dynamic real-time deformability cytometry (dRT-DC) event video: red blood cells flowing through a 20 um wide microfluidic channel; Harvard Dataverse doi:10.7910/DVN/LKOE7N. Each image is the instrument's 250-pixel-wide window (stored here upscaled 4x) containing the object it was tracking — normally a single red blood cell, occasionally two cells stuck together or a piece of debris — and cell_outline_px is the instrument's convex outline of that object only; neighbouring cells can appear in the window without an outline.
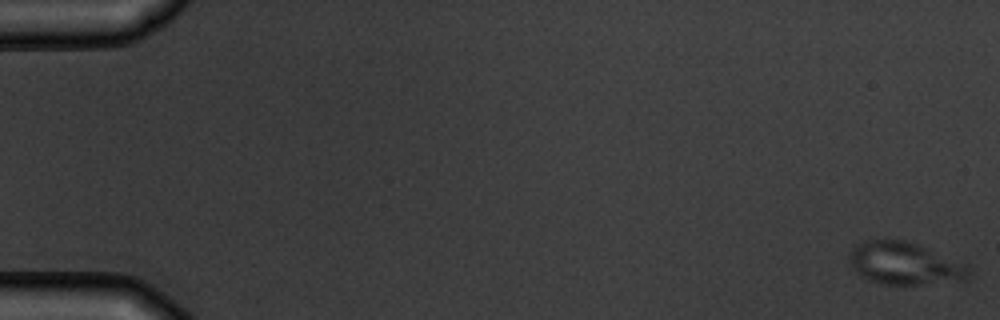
{"species": "common noctule bat (a hibernating species)", "species_latin": "Nyctalus noctula", "temperature_condition": "warm", "stored_images_in_passage": 9, "camera_frame_rate_fps": 3000, "um_per_image_px": 0.085, "animal": {"sex": "male", "body_mass_g": 19.5, "forearm_length_mm": 54.6}, "frame": {"image": 1, "passage_image": 1, "time_ms": 0.0, "image_size_px": [1000, 320], "cell_outline_px": [[972, 264], [968, 276], [964, 280], [920, 284], [884, 284], [868, 280], [856, 272], [852, 268], [848, 260], [848, 252], [856, 244], [864, 240], [904, 240], [928, 248]], "centroid_in_image_um": [76.91, 22.38], "position_along_channel_um": 8.1, "area_um2": 29.94}}